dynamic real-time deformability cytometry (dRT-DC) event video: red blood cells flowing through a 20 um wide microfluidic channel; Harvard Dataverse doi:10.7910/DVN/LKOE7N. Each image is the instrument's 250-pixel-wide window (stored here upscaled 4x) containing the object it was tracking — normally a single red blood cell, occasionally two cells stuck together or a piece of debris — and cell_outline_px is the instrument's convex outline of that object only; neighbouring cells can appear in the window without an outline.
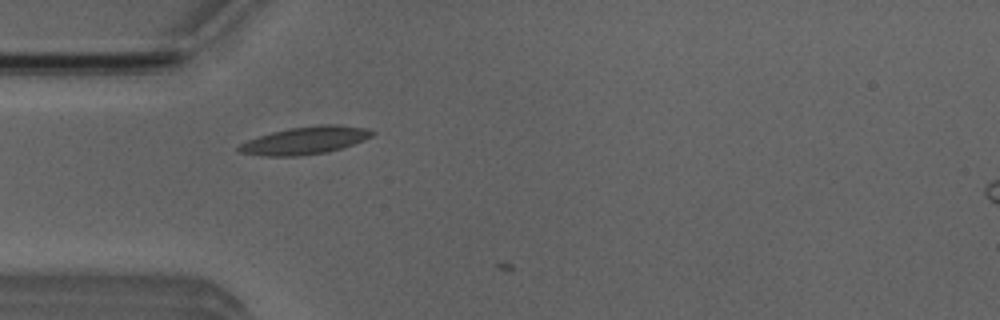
{"species": "Egyptian fruit bat (a non-hibernating species)", "species_latin": "Rousettus aegyptiacus", "temperature_condition": "room temperature", "stored_images_in_passage": 3, "camera_frame_rate_fps": 3000, "um_per_image_px": 0.085, "animal": {"sex": "male"}, "frame": {"image": 1, "passage_image": 2, "time_ms": 0.333, "image_size_px": [1000, 320], "cell_outline_px": [[376, 132], [372, 136], [364, 140], [340, 148], [324, 152], [292, 156], [268, 156], [240, 152], [236, 148], [240, 144], [248, 140], [272, 132], [288, 128], [324, 124], [336, 124], [368, 128]], "centroid_in_image_um": [25.96, 11.92], "position_along_channel_um": 59.0, "area_um2": 21.1}}